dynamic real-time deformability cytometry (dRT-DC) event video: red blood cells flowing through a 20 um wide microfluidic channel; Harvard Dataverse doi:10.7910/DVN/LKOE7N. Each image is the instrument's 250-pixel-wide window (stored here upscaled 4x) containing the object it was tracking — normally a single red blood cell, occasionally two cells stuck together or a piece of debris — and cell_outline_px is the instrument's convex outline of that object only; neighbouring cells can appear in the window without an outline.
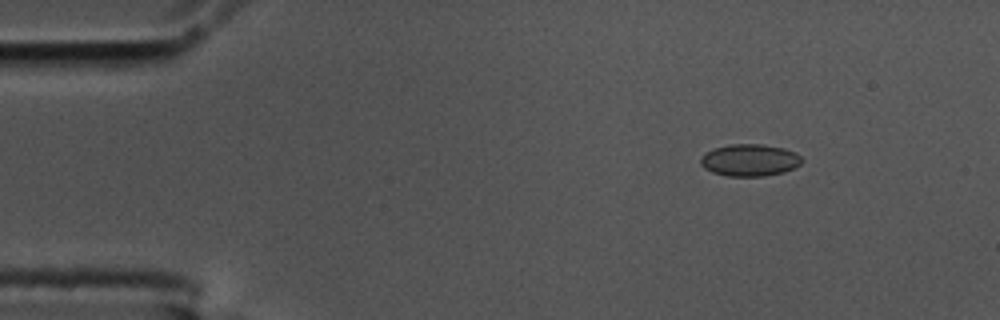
{"species": "common noctule bat (a hibernating species)", "species_latin": "Nyctalus noctula", "temperature_condition": "cold", "stored_images_in_passage": 11, "camera_frame_rate_fps": 3000, "um_per_image_px": 0.085, "animal": {"sex": "male", "body_mass_g": 17.5, "forearm_length_mm": 52.3}, "frame": {"image": 1, "passage_image": 1, "time_ms": 0.0, "image_size_px": [1000, 320], "cell_outline_px": [[800, 164], [784, 172], [764, 176], [728, 176], [712, 172], [704, 168], [700, 164], [700, 156], [704, 152], [716, 148], [732, 144], [764, 144], [784, 148], [796, 152], [800, 156]], "centroid_in_image_um": [63.69, 13.61], "position_along_channel_um": 21.3, "area_um2": 18.9}}